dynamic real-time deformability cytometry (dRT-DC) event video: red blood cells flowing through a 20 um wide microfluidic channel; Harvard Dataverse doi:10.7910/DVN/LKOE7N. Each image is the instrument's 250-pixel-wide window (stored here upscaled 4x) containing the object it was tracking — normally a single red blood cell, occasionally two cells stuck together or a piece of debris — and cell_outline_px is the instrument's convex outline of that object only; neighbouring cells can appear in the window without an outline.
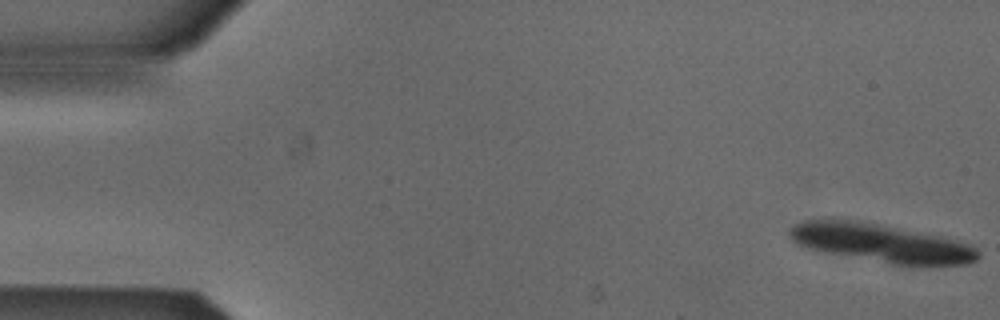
{"species": "Egyptian fruit bat (a non-hibernating species)", "species_latin": "Rousettus aegyptiacus", "temperature_condition": "cold", "stored_images_in_passage": 12, "camera_frame_rate_fps": 3000, "um_per_image_px": 0.085, "animal": {"sex": "male"}, "frame": {"image": 1, "passage_image": 1, "time_ms": 0.0, "image_size_px": [1000, 320], "cell_outline_px": [[980, 256], [976, 260], [968, 264], [920, 268], [912, 268], [824, 252], [804, 248], [796, 244], [788, 236], [788, 232], [792, 224], [804, 220], [832, 216], [856, 220], [940, 236], [956, 240], [968, 244], [976, 248], [980, 252]], "centroid_in_image_um": [74.86, 20.67], "position_along_channel_um": 10.1, "area_um2": 43.81}}